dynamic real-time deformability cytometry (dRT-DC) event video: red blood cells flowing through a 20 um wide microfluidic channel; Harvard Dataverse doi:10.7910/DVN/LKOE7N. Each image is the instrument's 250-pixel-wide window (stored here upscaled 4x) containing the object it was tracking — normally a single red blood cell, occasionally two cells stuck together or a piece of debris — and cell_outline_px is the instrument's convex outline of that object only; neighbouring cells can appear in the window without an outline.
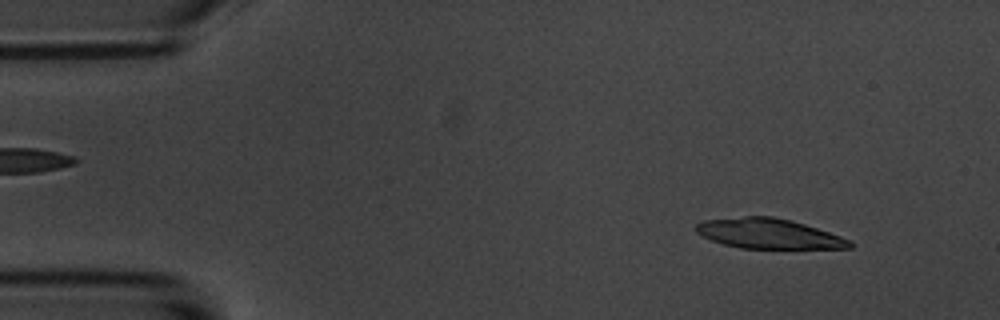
{"species": "common noctule bat (a hibernating species)", "species_latin": "Nyctalus noctula", "temperature_condition": "room temperature", "stored_images_in_passage": 17, "camera_frame_rate_fps": 3000, "um_per_image_px": 0.085, "animal": {"sex": "male", "body_mass_g": 20.1, "forearm_length_mm": 53.5}, "frame": {"image": 1, "passage_image": 6, "time_ms": 1.667, "image_size_px": [1000, 320], "cell_outline_px": [[852, 248], [740, 248], [724, 244], [712, 240], [696, 232], [692, 228], [696, 224], [704, 220], [744, 216], [772, 216], [792, 220], [852, 240]], "centroid_in_image_um": [65.31, 19.85], "position_along_channel_um": 19.7, "area_um2": 26.76}}